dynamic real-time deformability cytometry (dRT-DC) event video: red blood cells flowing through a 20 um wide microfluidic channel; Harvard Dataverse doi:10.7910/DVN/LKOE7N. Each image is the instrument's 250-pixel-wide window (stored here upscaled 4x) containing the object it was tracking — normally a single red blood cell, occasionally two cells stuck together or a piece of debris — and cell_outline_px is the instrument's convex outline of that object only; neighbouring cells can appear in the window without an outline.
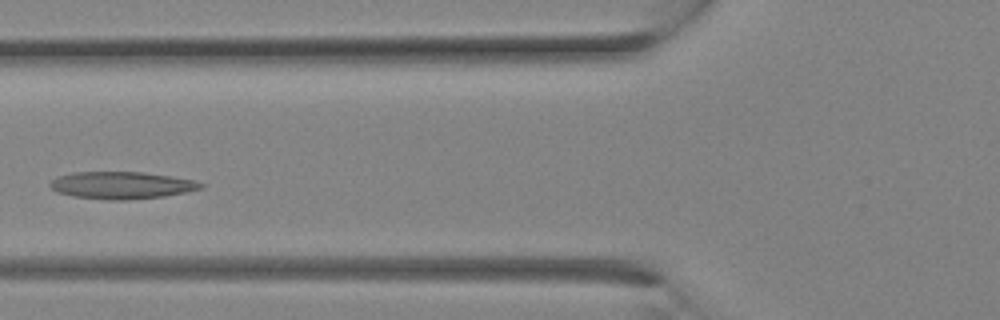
{"species": "Egyptian fruit bat (a non-hibernating species)", "species_latin": "Rousettus aegyptiacus", "temperature_condition": "room temperature", "stored_images_in_passage": 9, "camera_frame_rate_fps": 3000, "um_per_image_px": 0.085, "animal": {"sex": "female"}, "frame": {"image": 1, "passage_image": 8, "time_ms": 2.333, "image_size_px": [1000, 320], "cell_outline_px": [[204, 188], [188, 192], [164, 196], [124, 200], [108, 200], [72, 196], [56, 192], [48, 184], [56, 176], [72, 172], [144, 172], [172, 176], [192, 180], [204, 184]], "centroid_in_image_um": [10.32, 15.74], "position_along_channel_um": 115.5, "area_um2": 24.04}}